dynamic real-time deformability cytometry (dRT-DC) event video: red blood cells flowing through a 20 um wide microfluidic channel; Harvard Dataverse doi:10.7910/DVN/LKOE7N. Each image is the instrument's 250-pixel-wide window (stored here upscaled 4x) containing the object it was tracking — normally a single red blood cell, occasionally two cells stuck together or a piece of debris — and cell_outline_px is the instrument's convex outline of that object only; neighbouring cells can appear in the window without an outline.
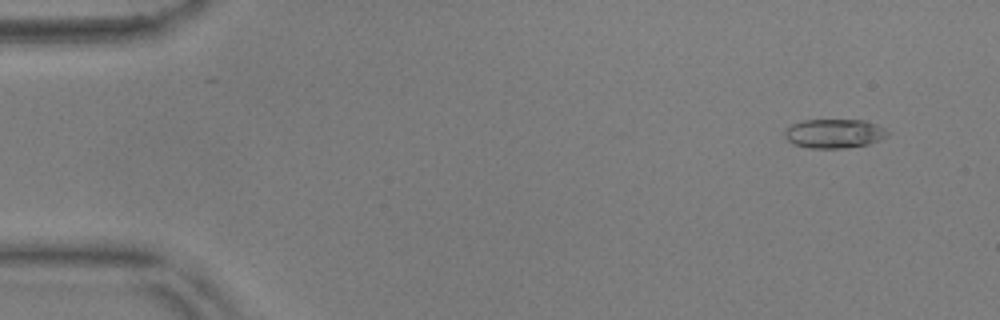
{"species": "common noctule bat (a hibernating species)", "species_latin": "Nyctalus noctula", "temperature_condition": "warm", "stored_images_in_passage": 55, "camera_frame_rate_fps": 3000, "um_per_image_px": 0.085, "animal": {"sex": "male", "body_mass_g": 17.9, "forearm_length_mm": 54.2}, "frame": {"image": 1, "passage_image": 3, "time_ms": 0.667, "image_size_px": [1000, 320], "cell_outline_px": [[892, 132], [888, 136], [880, 140], [868, 144], [848, 148], [808, 148], [796, 144], [788, 140], [784, 136], [784, 132], [792, 124], [804, 120], [864, 120], [876, 124]], "centroid_in_image_um": [70.96, 11.35], "position_along_channel_um": 14.0, "area_um2": 17.51}}
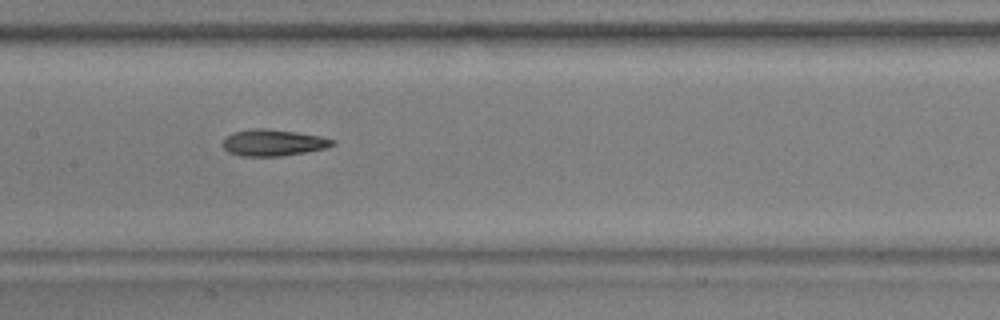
{"frame": {"image": 2, "passage_image": 26, "time_ms": 8.333, "image_size_px": [1000, 320], "cell_outline_px": [[336, 144], [324, 148], [304, 152], [280, 156], [240, 156], [228, 152], [224, 148], [224, 140], [232, 132], [252, 128], [268, 128], [296, 132], [320, 136], [336, 140]], "centroid_in_image_um": [23.22, 12.12], "position_along_channel_um": 184.2, "area_um2": 16.88}}
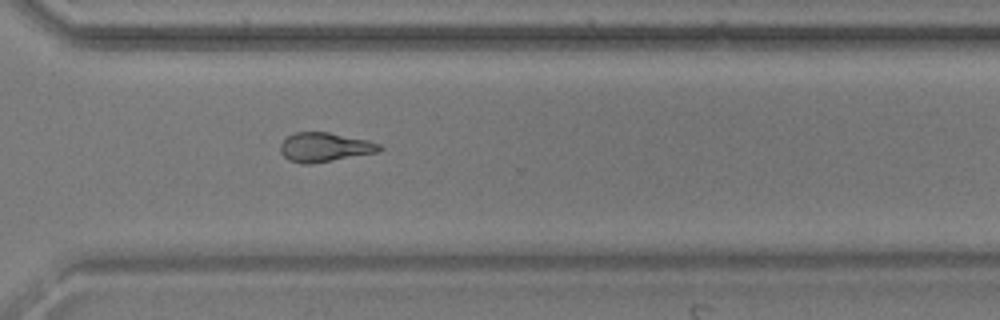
{"frame": {"image": 3, "passage_image": 39, "time_ms": 12.667, "image_size_px": [1000, 320], "cell_outline_px": [[384, 148], [380, 152], [308, 164], [300, 164], [288, 160], [280, 152], [280, 144], [288, 136], [296, 132], [328, 132], [368, 140], [380, 144]], "centroid_in_image_um": [27.61, 12.51], "position_along_channel_um": 343.0, "area_um2": 16.88}}